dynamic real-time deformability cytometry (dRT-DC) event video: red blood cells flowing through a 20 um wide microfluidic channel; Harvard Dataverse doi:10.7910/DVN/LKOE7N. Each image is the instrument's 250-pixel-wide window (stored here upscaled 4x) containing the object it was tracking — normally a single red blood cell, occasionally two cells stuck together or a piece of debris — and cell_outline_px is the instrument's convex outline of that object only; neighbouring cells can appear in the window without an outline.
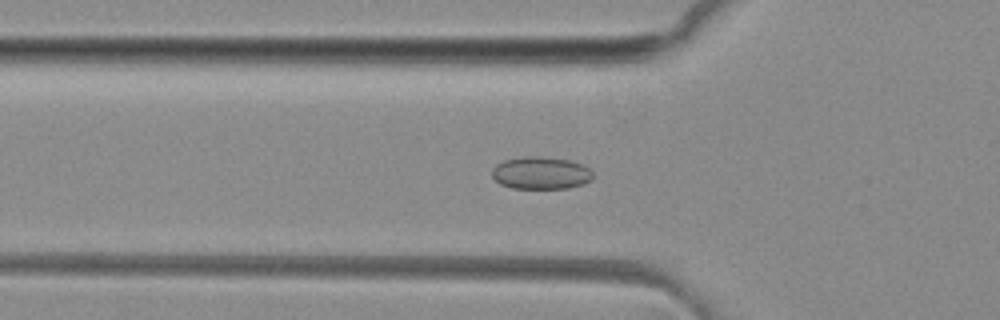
{"species": "common noctule bat (a hibernating species)", "species_latin": "Nyctalus noctula", "temperature_condition": "room temperature", "stored_images_in_passage": 43, "camera_frame_rate_fps": 3000, "um_per_image_px": 0.085, "animal": {"sex": "female", "body_mass_g": 29.2, "forearm_length_mm": 56.3}, "frame": {"image": 1, "passage_image": 16, "time_ms": 5.0, "image_size_px": [1000, 320], "cell_outline_px": [[592, 180], [584, 184], [568, 188], [512, 188], [500, 184], [492, 176], [492, 168], [496, 164], [504, 160], [524, 156], [540, 156], [568, 160], [580, 164], [588, 168], [592, 172]], "centroid_in_image_um": [45.95, 14.7], "position_along_channel_um": 79.8, "area_um2": 19.07}}
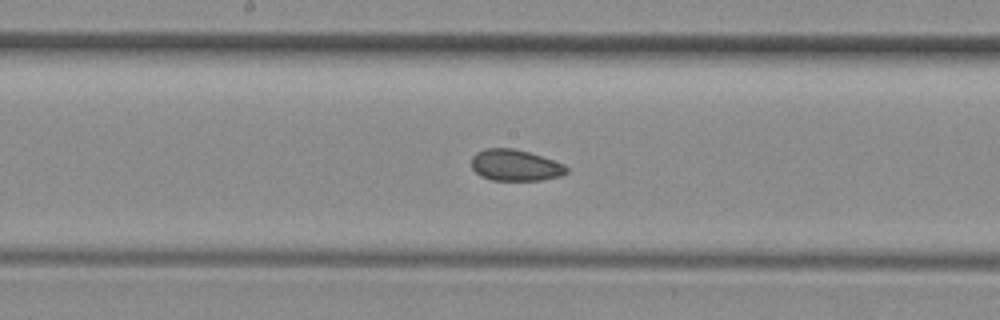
{"frame": {"image": 2, "passage_image": 25, "time_ms": 8.0, "image_size_px": [1000, 320], "cell_outline_px": [[568, 172], [560, 176], [540, 180], [492, 180], [480, 176], [472, 168], [472, 156], [476, 152], [484, 148], [512, 148], [528, 152], [564, 164], [568, 168]], "centroid_in_image_um": [43.77, 14.04], "position_along_channel_um": 204.4, "area_um2": 17.28}}
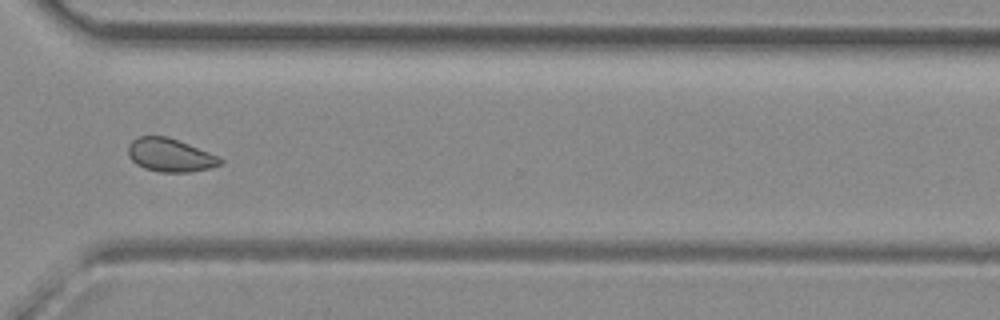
{"frame": {"image": 3, "passage_image": 36, "time_ms": 11.667, "image_size_px": [1000, 320], "cell_outline_px": [[224, 164], [208, 168], [188, 172], [160, 172], [144, 168], [136, 164], [128, 156], [128, 144], [132, 140], [140, 136], [168, 136], [220, 156], [224, 160]], "centroid_in_image_um": [14.48, 13.18], "position_along_channel_um": 356.1, "area_um2": 18.03}, "authors_computed_cell_mechanics": {"area_um2": 18.3804, "velocity_mm_per_s": 4.1328, "shape_relaxation_time_tau1_ms": null, "shape_relaxation_time_tau2_ms": 1.8077, "deformation_change_tau1": null, "deformation_change_tau2": 0.0591}}